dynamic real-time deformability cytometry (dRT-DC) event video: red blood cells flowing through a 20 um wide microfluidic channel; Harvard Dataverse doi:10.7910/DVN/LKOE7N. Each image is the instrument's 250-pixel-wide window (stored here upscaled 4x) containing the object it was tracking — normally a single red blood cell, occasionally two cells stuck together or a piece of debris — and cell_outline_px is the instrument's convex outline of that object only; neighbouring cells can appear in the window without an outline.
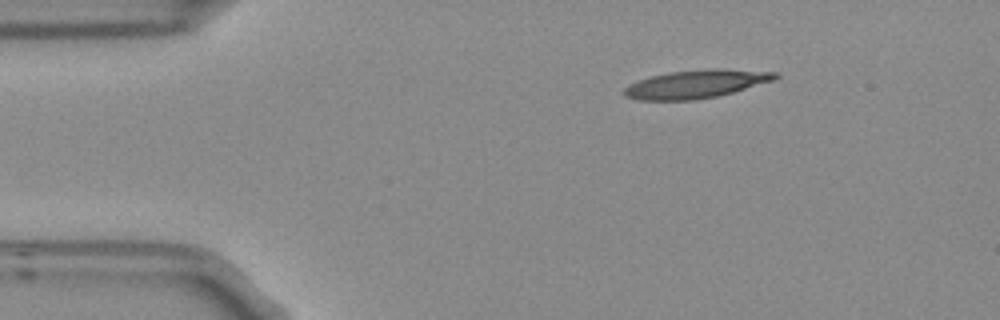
{"species": "Egyptian fruit bat (a non-hibernating species)", "species_latin": "Rousettus aegyptiacus", "temperature_condition": "room temperature", "stored_images_in_passage": 4, "segment_of_instrument_passage": [1, 2], "camera_frame_rate_fps": 3000, "um_per_image_px": 0.085, "frame": {"image": 1, "passage_image": 1, "time_ms": 0.0, "image_size_px": [1000, 320], "cell_outline_px": [[780, 76], [772, 80], [732, 92], [716, 96], [692, 100], [640, 100], [624, 96], [620, 92], [628, 84], [652, 76], [668, 72], [704, 68], [720, 68], [780, 72]], "centroid_in_image_um": [59.14, 7.13], "position_along_channel_um": 25.9, "area_um2": 24.91}}
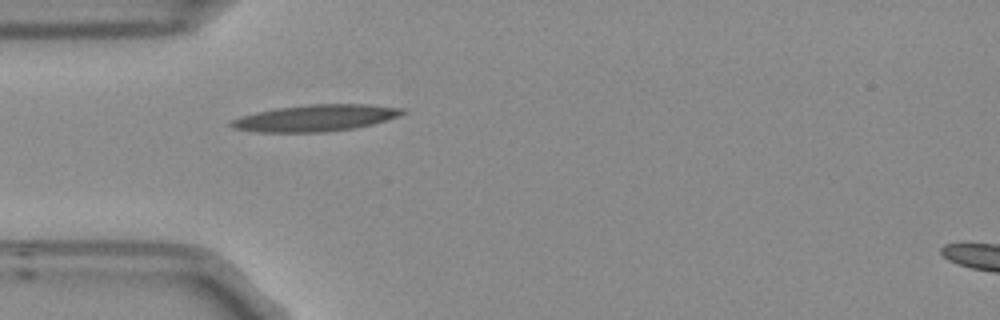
{"frame": {"image": 2, "passage_image": 3, "time_ms": 0.667, "image_size_px": [1000, 320], "cell_outline_px": [[408, 112], [400, 116], [372, 124], [356, 128], [324, 132], [260, 132], [232, 128], [228, 124], [232, 120], [240, 116], [256, 112], [276, 108], [308, 104], [368, 104], [404, 108]], "centroid_in_image_um": [26.85, 10.02], "position_along_channel_um": 58.2, "area_um2": 26.7}}